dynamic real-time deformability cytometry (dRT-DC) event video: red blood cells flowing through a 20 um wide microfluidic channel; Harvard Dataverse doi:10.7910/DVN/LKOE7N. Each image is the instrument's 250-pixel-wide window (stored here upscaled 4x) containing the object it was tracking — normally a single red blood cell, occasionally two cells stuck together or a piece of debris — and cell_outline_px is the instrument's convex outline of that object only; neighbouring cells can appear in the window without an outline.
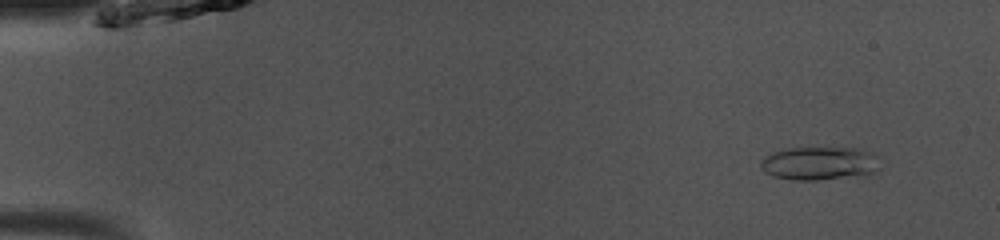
{"species": "common noctule bat (a hibernating species)", "species_latin": "Nyctalus noctula", "temperature_condition": "room temperature", "stored_images_in_passage": 49, "camera_frame_rate_fps": 3000, "um_per_image_px": 0.085, "animal": {"sex": "male", "body_mass_g": 13.0, "forearm_length_mm": 53.1}, "frame": {"image": 1, "passage_image": 5, "time_ms": 1.333, "image_size_px": [1000, 240], "cell_outline_px": [[880, 168], [864, 176], [816, 180], [792, 180], [772, 176], [764, 172], [760, 168], [760, 160], [764, 156], [772, 152], [788, 148], [856, 148], [872, 152], [880, 156]], "centroid_in_image_um": [69.67, 13.89], "position_along_channel_um": 15.3, "area_um2": 23.76}}
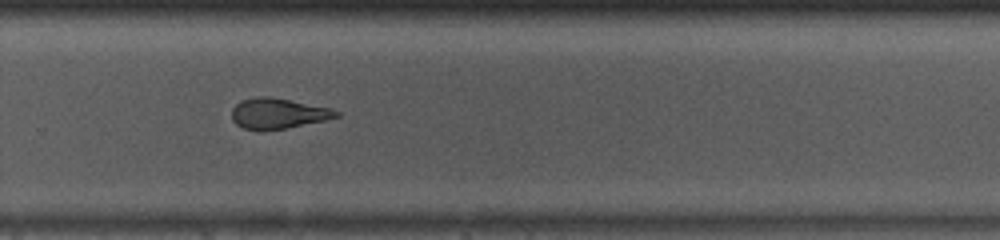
{"frame": {"image": 2, "passage_image": 34, "time_ms": 11.0, "image_size_px": [1000, 240], "cell_outline_px": [[340, 116], [324, 120], [284, 128], [260, 132], [244, 128], [236, 124], [232, 120], [232, 108], [240, 100], [256, 96], [268, 96], [332, 108], [340, 112]], "centroid_in_image_um": [23.59, 9.64], "position_along_channel_um": 306.2, "area_um2": 18.67}}
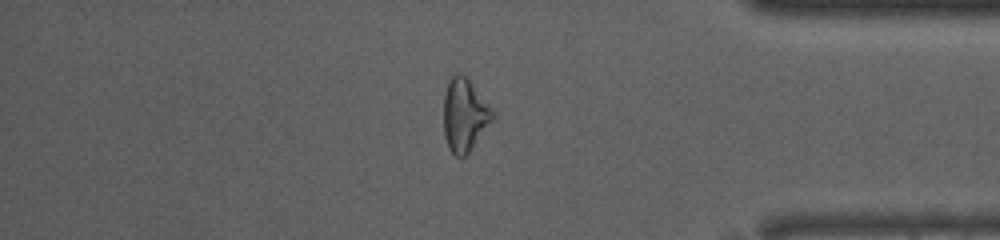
{"frame": {"image": 3, "passage_image": 42, "time_ms": 13.667, "image_size_px": [1000, 240], "cell_outline_px": [[496, 112], [492, 120], [468, 152], [464, 156], [456, 156], [448, 148], [444, 136], [444, 96], [448, 80], [456, 72], [460, 72], [472, 84]], "centroid_in_image_um": [39.47, 9.75], "position_along_channel_um": 395.7, "area_um2": 20.52}, "authors_computed_cell_mechanics": {"area_um2": 20.7502, "velocity_mm_per_s": 4.1183, "shape_relaxation_time_tau1_ms": null, "shape_relaxation_time_tau2_ms": 1.538, "deformation_change_tau1": null, "deformation_change_tau2": 0.0863}}